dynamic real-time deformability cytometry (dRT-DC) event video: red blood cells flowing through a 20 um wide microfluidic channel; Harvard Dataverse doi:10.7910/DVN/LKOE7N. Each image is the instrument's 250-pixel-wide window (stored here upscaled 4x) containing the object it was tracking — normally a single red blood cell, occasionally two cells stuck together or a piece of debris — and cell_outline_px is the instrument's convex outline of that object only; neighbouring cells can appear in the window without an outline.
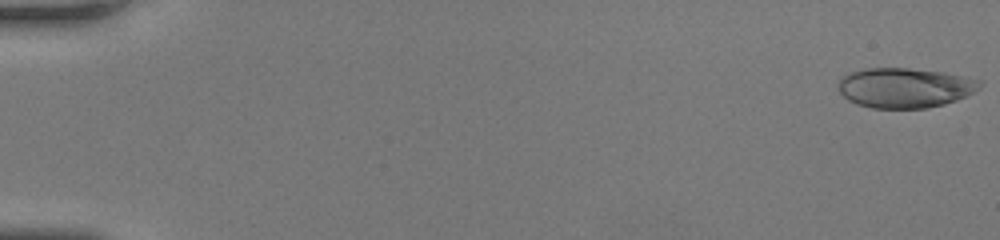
{"species": "human", "species_latin": "Homo sapiens", "temperature_condition": "room temperature", "stored_images_in_passage": 51, "camera_frame_rate_fps": 3000, "um_per_image_px": 0.085, "donor": {"sex": "female"}, "frame": {"image": 1, "passage_image": 1, "time_ms": 0.0, "image_size_px": [1000, 240], "cell_outline_px": [[984, 80], [980, 88], [956, 100], [944, 104], [928, 108], [872, 108], [856, 104], [848, 100], [836, 88], [836, 84], [848, 72], [864, 68], [908, 68], [944, 72]], "centroid_in_image_um": [76.89, 7.45], "position_along_channel_um": 8.1, "area_um2": 33.18}}
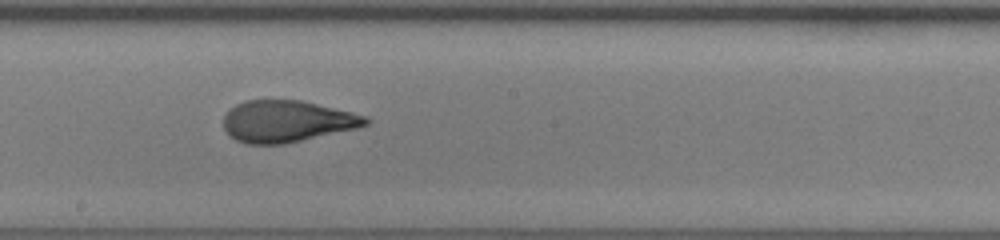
{"frame": {"image": 2, "passage_image": 30, "time_ms": 9.667, "image_size_px": [1000, 240], "cell_outline_px": [[372, 120], [368, 124], [356, 128], [284, 144], [248, 144], [236, 140], [228, 136], [224, 128], [224, 116], [236, 104], [244, 100], [300, 100], [352, 112], [368, 116]], "centroid_in_image_um": [24.38, 10.31], "position_along_channel_um": 223.8, "area_um2": 34.45}}
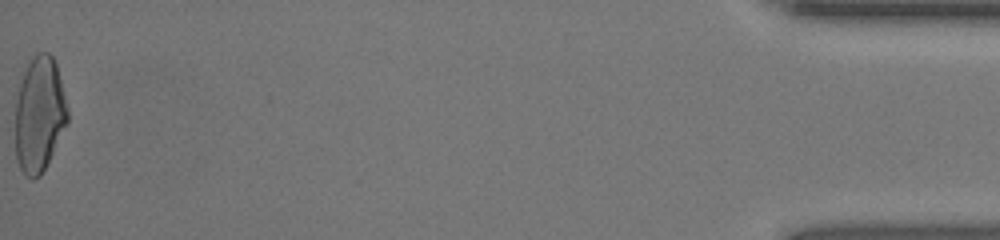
{"frame": {"image": 3, "passage_image": 51, "time_ms": 16.667, "image_size_px": [1000, 240], "cell_outline_px": [[68, 124], [40, 176], [32, 180], [24, 176], [16, 160], [16, 100], [20, 84], [28, 56], [36, 52], [48, 52], [52, 56], [56, 64], [68, 108]], "centroid_in_image_um": [3.34, 9.7], "position_along_channel_um": 431.9, "area_um2": 35.55}, "authors_computed_cell_mechanics": {"area_um2": 34.5644, "velocity_mm_per_s": 4.2962, "shape_relaxation_time_tau1_ms": 5.0682, "shape_relaxation_time_tau2_ms": 0.8821, "deformation_change_tau1": 0.2158, "deformation_change_tau2": 0.0756}}